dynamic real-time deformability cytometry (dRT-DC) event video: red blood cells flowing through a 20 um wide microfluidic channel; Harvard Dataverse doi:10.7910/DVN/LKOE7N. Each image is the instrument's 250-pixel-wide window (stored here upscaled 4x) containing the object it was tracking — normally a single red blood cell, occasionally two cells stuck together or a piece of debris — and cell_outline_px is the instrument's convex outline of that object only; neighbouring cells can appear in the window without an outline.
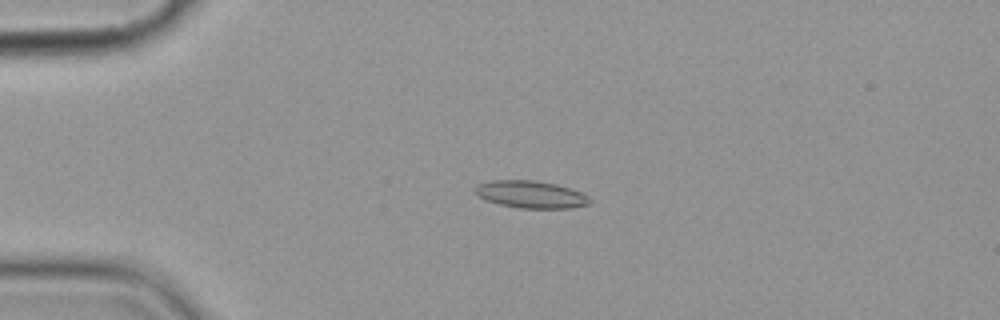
{"species": "common noctule bat (a hibernating species)", "species_latin": "Nyctalus noctula", "temperature_condition": "cold", "stored_images_in_passage": 4, "camera_frame_rate_fps": 3000, "um_per_image_px": 0.085, "animal": {"sex": "female", "body_mass_g": 19.9}, "frame": {"image": 1, "passage_image": 3, "time_ms": 2.667, "image_size_px": [1000, 320], "cell_outline_px": [[592, 200], [588, 204], [572, 208], [520, 208], [500, 204], [484, 200], [476, 192], [476, 184], [492, 180], [536, 180], [556, 184], [580, 192], [588, 196]], "centroid_in_image_um": [45.12, 16.52], "position_along_channel_um": 39.9, "area_um2": 18.15}}